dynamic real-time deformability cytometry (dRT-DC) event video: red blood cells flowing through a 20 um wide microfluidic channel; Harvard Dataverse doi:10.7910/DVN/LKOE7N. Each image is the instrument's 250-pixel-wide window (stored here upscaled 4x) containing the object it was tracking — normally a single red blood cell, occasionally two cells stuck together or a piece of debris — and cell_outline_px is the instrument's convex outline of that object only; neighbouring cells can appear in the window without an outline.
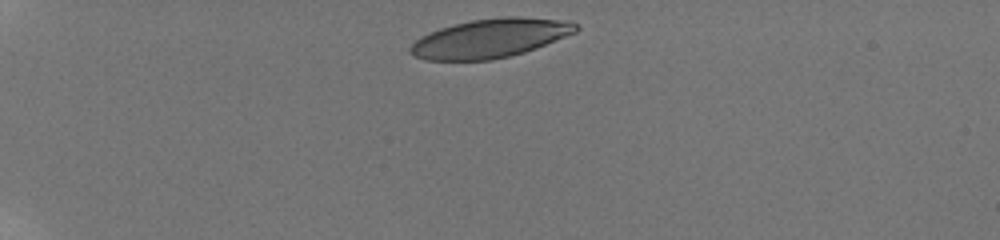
{"species": "human", "species_latin": "Homo sapiens", "temperature_condition": "room temperature", "stored_images_in_passage": 15, "camera_frame_rate_fps": 3000, "um_per_image_px": 0.085, "donor": {"sex": "male"}, "frame": {"image": 1, "passage_image": 1, "time_ms": 0.0, "image_size_px": [1000, 240], "cell_outline_px": [[580, 28], [576, 32], [536, 48], [524, 52], [492, 60], [424, 60], [412, 56], [408, 52], [408, 48], [420, 36], [440, 28], [452, 24], [472, 20], [504, 16], [520, 16], [572, 20]], "centroid_in_image_um": [41.67, 3.24], "position_along_channel_um": 43.3, "area_um2": 37.92}}
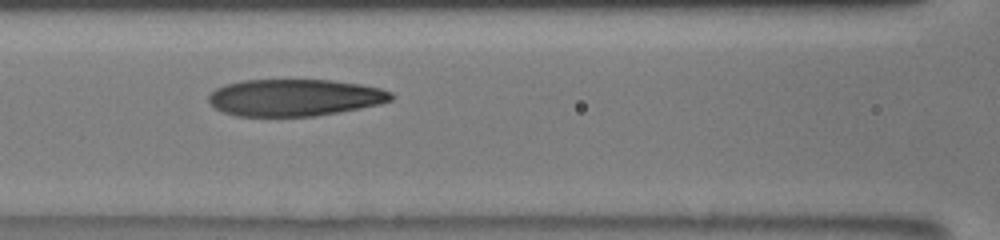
{"frame": {"image": 2, "passage_image": 10, "time_ms": 4.333, "image_size_px": [1000, 240], "cell_outline_px": [[392, 100], [380, 104], [360, 108], [316, 116], [236, 116], [224, 112], [216, 108], [208, 100], [208, 96], [216, 88], [224, 84], [244, 80], [332, 80], [360, 84], [380, 88], [392, 92]], "centroid_in_image_um": [25.04, 8.29], "position_along_channel_um": 141.6, "area_um2": 39.25}}
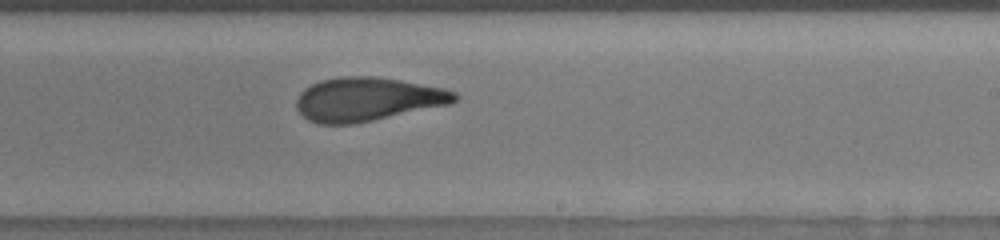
{"frame": {"image": 3, "passage_image": 15, "time_ms": 7.333, "image_size_px": [1000, 240], "cell_outline_px": [[460, 96], [452, 104], [352, 124], [320, 124], [308, 120], [296, 108], [296, 100], [300, 92], [304, 88], [320, 80], [340, 76], [372, 76], [400, 80], [444, 88], [456, 92]], "centroid_in_image_um": [31.23, 8.43], "position_along_channel_um": 257.8, "area_um2": 40.34}}